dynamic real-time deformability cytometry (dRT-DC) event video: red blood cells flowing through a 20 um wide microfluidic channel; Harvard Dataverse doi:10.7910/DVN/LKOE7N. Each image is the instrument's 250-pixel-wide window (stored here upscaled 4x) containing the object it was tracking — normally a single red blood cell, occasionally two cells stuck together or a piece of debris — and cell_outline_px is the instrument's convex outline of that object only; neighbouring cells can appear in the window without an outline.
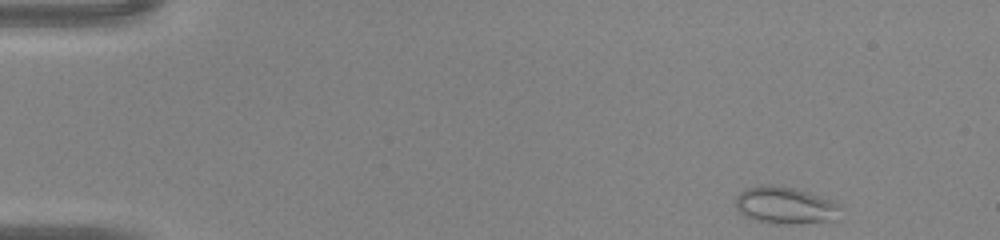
{"species": "common noctule bat (a hibernating species)", "species_latin": "Nyctalus noctula", "temperature_condition": "warm", "stored_images_in_passage": 41, "camera_frame_rate_fps": 3000, "um_per_image_px": 0.085, "animal": {"sex": "male", "body_mass_g": 20.0, "forearm_length_mm": 53.3}, "frame": {"image": 1, "passage_image": 1, "time_ms": 0.0, "image_size_px": [1000, 240], "cell_outline_px": [[844, 208], [836, 220], [800, 224], [768, 224], [744, 216], [736, 208], [736, 196], [740, 192], [748, 188], [760, 184], [772, 184], [796, 188], [832, 200], [840, 204]], "centroid_in_image_um": [66.78, 17.47], "position_along_channel_um": 18.2, "area_um2": 23.29}}
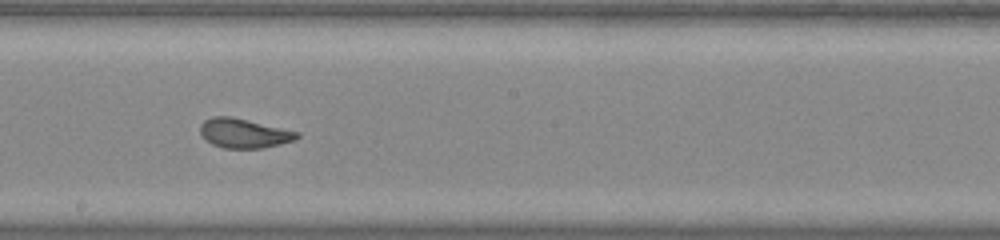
{"frame": {"image": 2, "passage_image": 22, "time_ms": 7.0, "image_size_px": [1000, 240], "cell_outline_px": [[300, 136], [296, 140], [264, 148], [224, 148], [212, 144], [200, 132], [200, 124], [204, 120], [212, 116], [232, 116], [300, 132]], "centroid_in_image_um": [20.76, 11.32], "position_along_channel_um": 227.4, "area_um2": 16.65}}
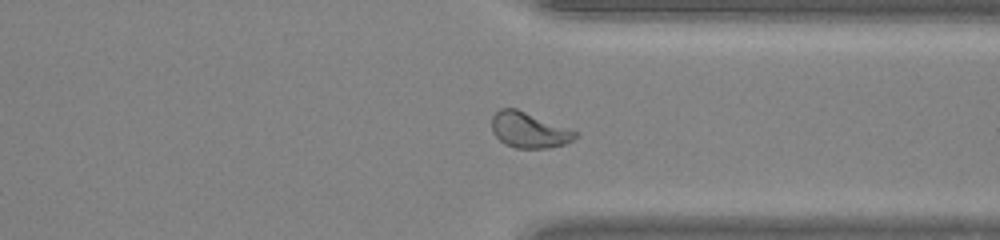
{"frame": {"image": 3, "passage_image": 31, "time_ms": 10.0, "image_size_px": [1000, 240], "cell_outline_px": [[576, 136], [572, 140], [564, 144], [548, 148], [516, 148], [504, 144], [492, 132], [492, 116], [500, 108], [516, 108], [568, 128], [576, 132]], "centroid_in_image_um": [44.92, 11.06], "position_along_channel_um": 366.5, "area_um2": 17.11}}